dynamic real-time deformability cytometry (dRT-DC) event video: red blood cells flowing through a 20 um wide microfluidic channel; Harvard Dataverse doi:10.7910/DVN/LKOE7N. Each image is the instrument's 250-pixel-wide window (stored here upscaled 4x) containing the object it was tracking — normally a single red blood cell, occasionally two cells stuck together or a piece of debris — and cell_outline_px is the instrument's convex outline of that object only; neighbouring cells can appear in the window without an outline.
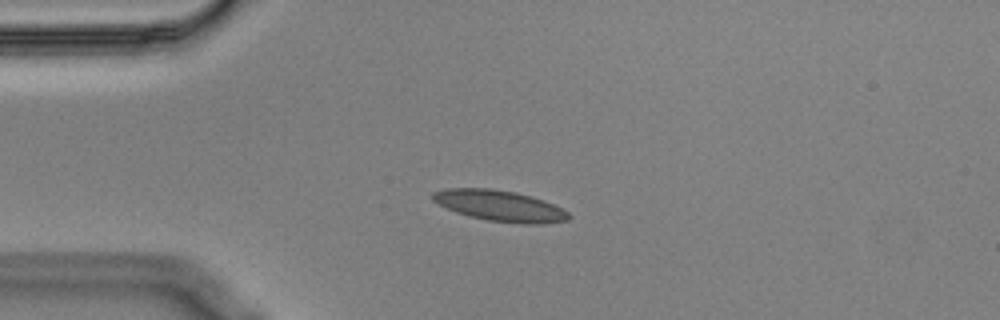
{"species": "Egyptian fruit bat (a non-hibernating species)", "species_latin": "Rousettus aegyptiacus", "temperature_condition": "cold", "stored_images_in_passage": 44, "camera_frame_rate_fps": 3000, "um_per_image_px": 0.085, "animal": {"sex": "male"}, "frame": {"image": 1, "passage_image": 1, "time_ms": 0.0, "image_size_px": [1000, 320], "cell_outline_px": [[572, 216], [568, 220], [540, 224], [524, 224], [488, 220], [468, 216], [456, 212], [432, 200], [432, 192], [448, 188], [492, 188], [516, 192], [532, 196], [544, 200], [568, 212]], "centroid_in_image_um": [42.5, 17.48], "position_along_channel_um": 42.5, "area_um2": 24.45}}
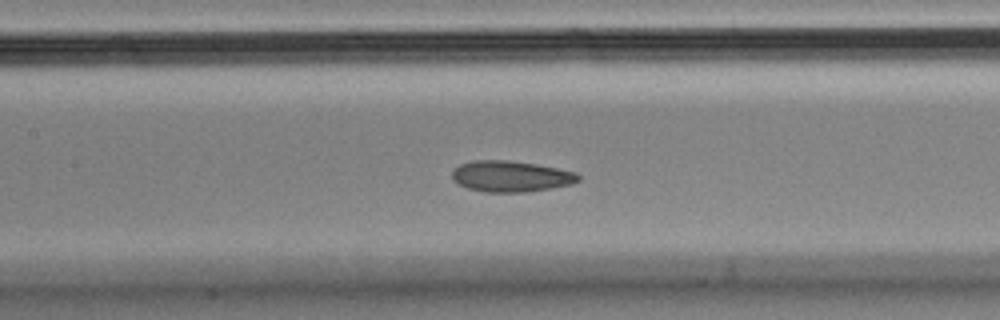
{"frame": {"image": 2, "passage_image": 13, "time_ms": 4.0, "image_size_px": [1000, 320], "cell_outline_px": [[580, 180], [572, 184], [552, 188], [528, 192], [484, 192], [468, 188], [456, 184], [452, 180], [452, 172], [460, 164], [472, 160], [508, 160], [536, 164], [576, 172], [580, 176]], "centroid_in_image_um": [43.41, 14.99], "position_along_channel_um": 164.0, "area_um2": 23.0}}
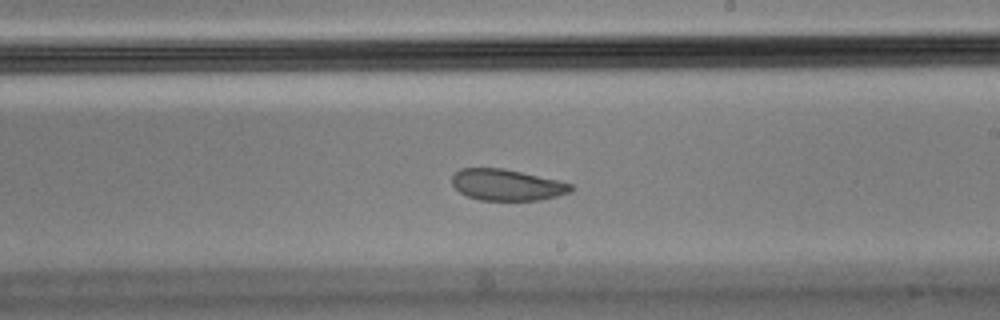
{"frame": {"image": 3, "passage_image": 20, "time_ms": 6.333, "image_size_px": [1000, 320], "cell_outline_px": [[572, 188], [568, 192], [556, 196], [540, 200], [480, 200], [468, 196], [460, 192], [452, 184], [452, 176], [460, 168], [504, 168], [556, 180], [572, 184]], "centroid_in_image_um": [43.04, 15.71], "position_along_channel_um": 246.0, "area_um2": 21.39}, "authors_computed_cell_mechanics": {"area_um2": 23.8714, "velocity_mm_per_s": 3.5249, "shape_relaxation_time_tau1_ms": 7.7128, "shape_relaxation_time_tau2_ms": 4.7854, "deformation_change_tau1": 0.1473, "deformation_change_tau2": 0.0835}}